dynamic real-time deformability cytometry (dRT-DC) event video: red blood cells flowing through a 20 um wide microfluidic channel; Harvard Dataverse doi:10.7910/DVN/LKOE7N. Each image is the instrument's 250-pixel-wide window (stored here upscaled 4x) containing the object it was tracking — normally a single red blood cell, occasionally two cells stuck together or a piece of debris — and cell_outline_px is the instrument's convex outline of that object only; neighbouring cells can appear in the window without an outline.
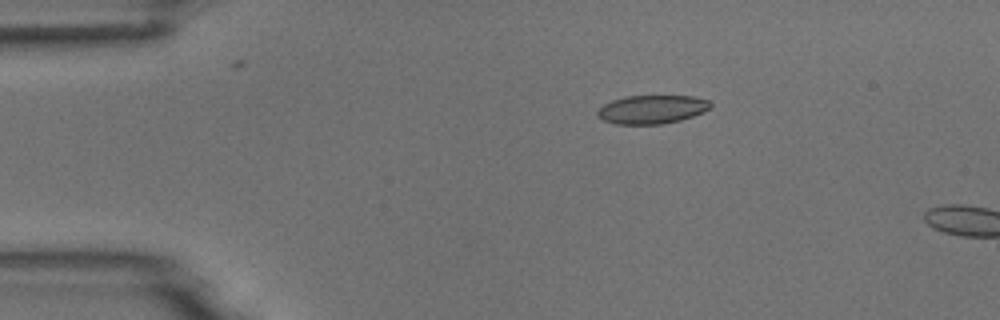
{"species": "common noctule bat (a hibernating species)", "species_latin": "Nyctalus noctula", "temperature_condition": "room temperature", "stored_images_in_passage": 4, "camera_frame_rate_fps": 3000, "um_per_image_px": 0.085, "animal": {"sex": "male", "body_mass_g": 18.8}, "frame": {"image": 1, "passage_image": 3, "time_ms": 2.333, "image_size_px": [1000, 320], "cell_outline_px": [[712, 104], [704, 112], [680, 120], [660, 124], [616, 124], [604, 120], [596, 112], [604, 104], [612, 100], [624, 96], [696, 96], [708, 100]], "centroid_in_image_um": [55.43, 9.29], "position_along_channel_um": 29.6, "area_um2": 18.67}}